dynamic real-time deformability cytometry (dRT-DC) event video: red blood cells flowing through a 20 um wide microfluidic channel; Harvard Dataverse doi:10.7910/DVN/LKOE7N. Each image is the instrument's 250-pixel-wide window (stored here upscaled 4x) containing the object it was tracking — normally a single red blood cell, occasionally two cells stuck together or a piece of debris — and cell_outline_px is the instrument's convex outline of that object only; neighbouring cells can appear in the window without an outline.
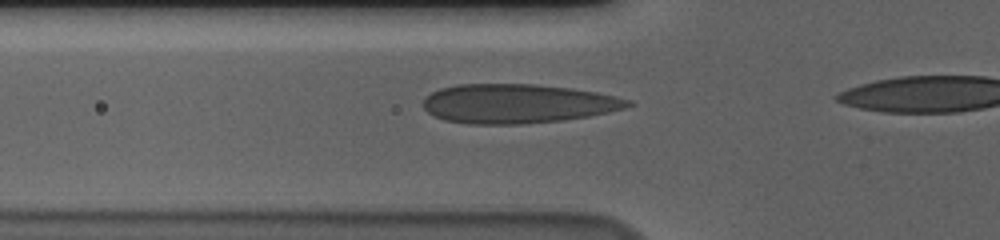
{"species": "human", "species_latin": "Homo sapiens", "temperature_condition": "cold", "stored_images_in_passage": 11, "camera_frame_rate_fps": 3000, "um_per_image_px": 0.085, "donor": {"sex": "male"}, "frame": {"image": 1, "passage_image": 2, "time_ms": 0.333, "image_size_px": [1000, 240], "cell_outline_px": [[636, 104], [624, 108], [592, 116], [564, 120], [524, 124], [468, 124], [444, 120], [428, 112], [424, 108], [424, 100], [432, 92], [440, 88], [456, 84], [536, 84], [572, 88], [596, 92], [616, 96], [632, 100]], "centroid_in_image_um": [44.04, 8.81], "position_along_channel_um": 81.8, "area_um2": 47.05}}
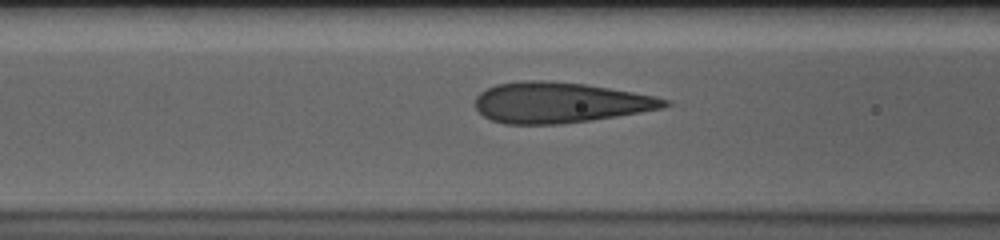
{"frame": {"image": 2, "passage_image": 5, "time_ms": 1.333, "image_size_px": [1000, 240], "cell_outline_px": [[672, 104], [664, 108], [592, 120], [560, 124], [504, 124], [492, 120], [484, 116], [476, 108], [476, 96], [480, 92], [496, 84], [528, 80], [544, 80], [584, 84], [656, 96], [668, 100]], "centroid_in_image_um": [47.58, 8.72], "position_along_channel_um": 119.0, "area_um2": 44.62}}
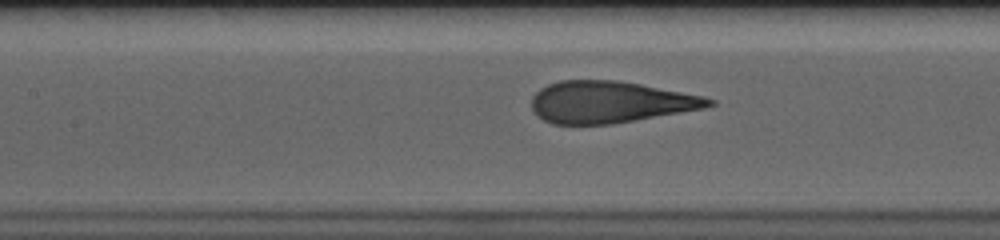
{"frame": {"image": 3, "passage_image": 8, "time_ms": 2.333, "image_size_px": [1000, 240], "cell_outline_px": [[716, 104], [704, 108], [612, 124], [552, 124], [536, 116], [532, 112], [532, 96], [540, 88], [548, 84], [560, 80], [616, 80], [640, 84], [704, 96], [716, 100]], "centroid_in_image_um": [51.82, 8.67], "position_along_channel_um": 155.6, "area_um2": 43.12}}